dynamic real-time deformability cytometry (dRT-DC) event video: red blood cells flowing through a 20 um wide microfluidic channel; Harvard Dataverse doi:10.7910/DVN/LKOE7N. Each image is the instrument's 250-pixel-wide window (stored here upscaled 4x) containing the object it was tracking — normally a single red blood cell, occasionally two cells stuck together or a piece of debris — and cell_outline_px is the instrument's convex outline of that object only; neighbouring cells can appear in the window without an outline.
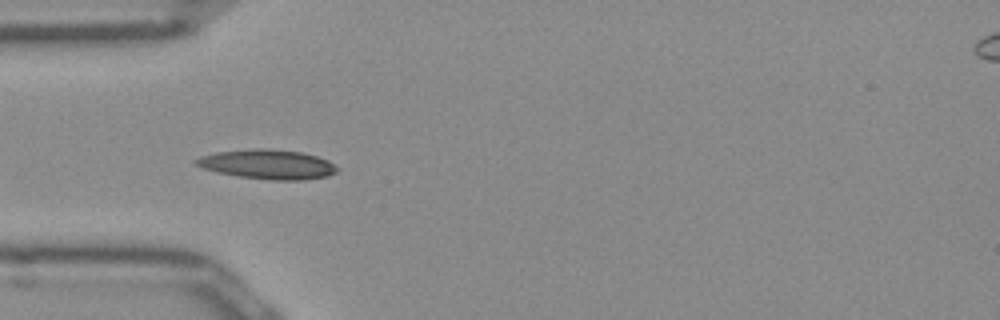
{"species": "Egyptian fruit bat (a non-hibernating species)", "species_latin": "Rousettus aegyptiacus", "temperature_condition": "room temperature", "stored_images_in_passage": 37, "camera_frame_rate_fps": 3000, "um_per_image_px": 0.085, "frame": {"image": 1, "passage_image": 1, "time_ms": 0.0, "image_size_px": [1000, 320], "cell_outline_px": [[340, 168], [336, 172], [328, 176], [300, 180], [276, 180], [240, 176], [216, 172], [204, 168], [196, 164], [192, 160], [200, 156], [216, 152], [252, 148], [268, 148], [304, 152], [328, 160]], "centroid_in_image_um": [22.76, 13.95], "position_along_channel_um": 62.2, "area_um2": 24.33}}
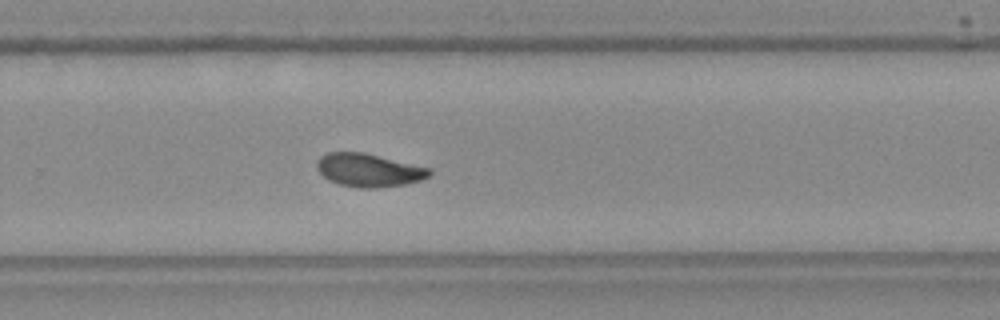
{"frame": {"image": 2, "passage_image": 19, "time_ms": 6.0, "image_size_px": [1000, 320], "cell_outline_px": [[432, 172], [428, 176], [420, 180], [404, 184], [376, 188], [360, 188], [336, 184], [328, 180], [316, 168], [316, 160], [320, 156], [328, 152], [364, 152], [432, 168]], "centroid_in_image_um": [31.32, 14.46], "position_along_channel_um": 298.5, "area_um2": 21.96}}
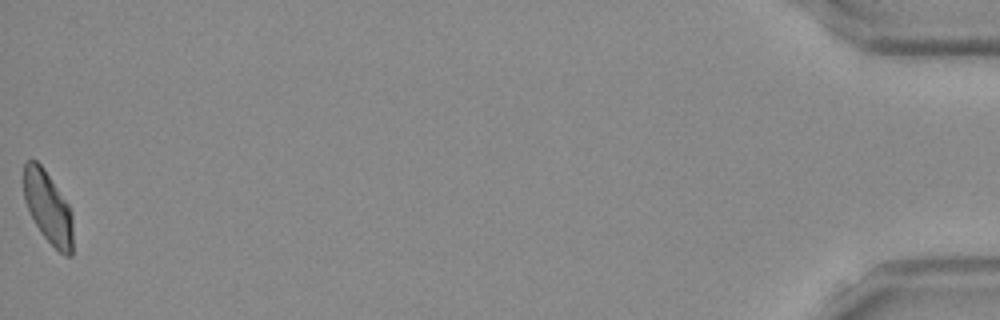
{"frame": {"image": 3, "passage_image": 37, "time_ms": 12.0, "image_size_px": [1000, 320], "cell_outline_px": [[72, 256], [64, 256], [40, 232], [24, 200], [24, 164], [28, 160], [36, 160], [44, 168], [68, 204], [72, 212]], "centroid_in_image_um": [4.09, 17.63], "position_along_channel_um": 431.1, "area_um2": 20.4}, "authors_computed_cell_mechanics": {"area_um2": 21.2704, "velocity_mm_per_s": 3.9435, "shape_relaxation_time_tau1_ms": 6.1605, "shape_relaxation_time_tau2_ms": 2.5657, "deformation_change_tau1": 0.1601, "deformation_change_tau2": 0.0813}}